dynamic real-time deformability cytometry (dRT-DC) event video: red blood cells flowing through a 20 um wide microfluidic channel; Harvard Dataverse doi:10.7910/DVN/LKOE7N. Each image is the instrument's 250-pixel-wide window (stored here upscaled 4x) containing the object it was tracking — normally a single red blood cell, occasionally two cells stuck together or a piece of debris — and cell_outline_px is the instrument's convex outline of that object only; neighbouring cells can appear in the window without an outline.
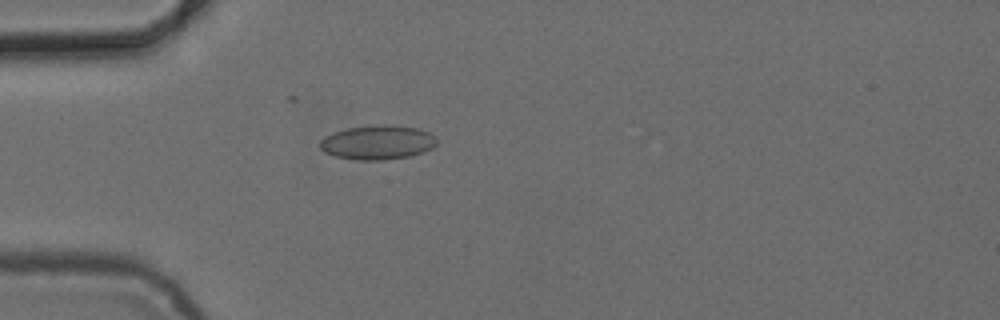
{"species": "common noctule bat (a hibernating species)", "species_latin": "Nyctalus noctula", "temperature_condition": "cold", "stored_images_in_passage": 2, "camera_frame_rate_fps": 3000, "um_per_image_px": 0.085, "animal": {"sex": "female", "body_mass_g": 24.6, "forearm_length_mm": 56.2}, "frame": {"image": 1, "passage_image": 2, "time_ms": 2.333, "image_size_px": [1000, 320], "cell_outline_px": [[436, 144], [432, 148], [424, 152], [408, 156], [384, 160], [356, 160], [336, 156], [324, 152], [320, 148], [320, 140], [324, 136], [348, 128], [384, 124], [388, 124], [416, 128], [428, 132], [436, 136]], "centroid_in_image_um": [32.1, 12.11], "position_along_channel_um": 52.9, "area_um2": 23.24}}